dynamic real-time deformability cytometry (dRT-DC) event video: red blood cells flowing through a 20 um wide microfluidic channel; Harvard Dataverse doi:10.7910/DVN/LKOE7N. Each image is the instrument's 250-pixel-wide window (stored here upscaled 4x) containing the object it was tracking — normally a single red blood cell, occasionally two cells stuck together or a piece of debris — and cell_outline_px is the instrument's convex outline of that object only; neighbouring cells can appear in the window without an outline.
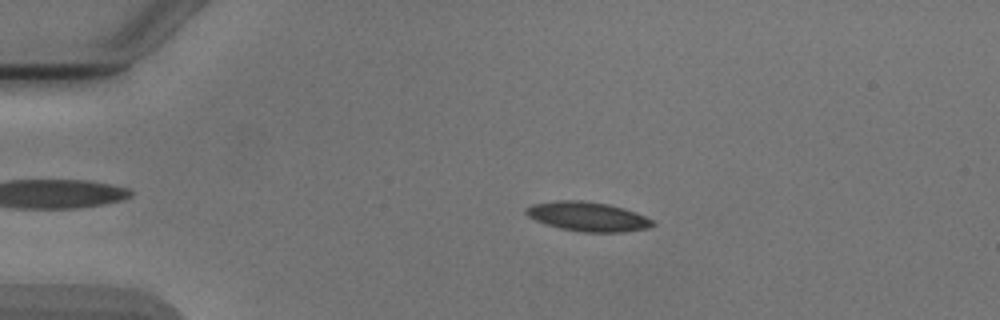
{"species": "Egyptian fruit bat (a non-hibernating species)", "species_latin": "Rousettus aegyptiacus", "temperature_condition": "cold", "stored_images_in_passage": 5, "camera_frame_rate_fps": 3000, "um_per_image_px": 0.085, "animal": {"sex": "male"}, "frame": {"image": 1, "passage_image": 2, "time_ms": 1.333, "image_size_px": [1000, 320], "cell_outline_px": [[656, 224], [648, 228], [624, 232], [584, 232], [560, 228], [544, 224], [528, 216], [524, 212], [524, 208], [532, 204], [556, 200], [580, 200], [608, 204], [624, 208], [636, 212], [652, 220]], "centroid_in_image_um": [49.94, 18.4], "position_along_channel_um": 35.1, "area_um2": 21.73}}
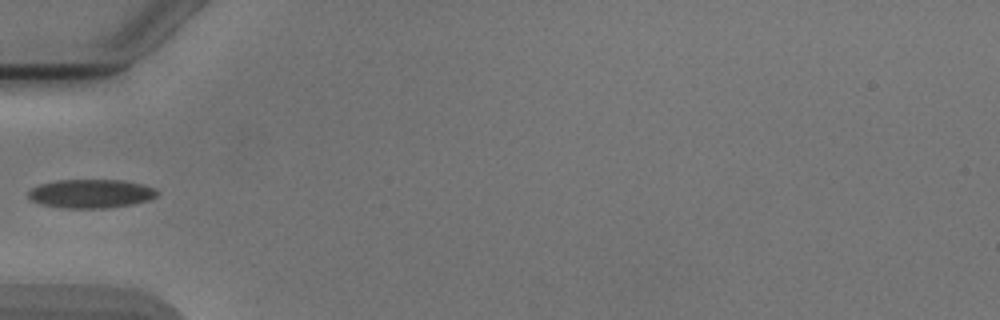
{"frame": {"image": 2, "passage_image": 4, "time_ms": 3.667, "image_size_px": [1000, 320], "cell_outline_px": [[160, 192], [156, 196], [148, 200], [132, 204], [108, 208], [64, 208], [40, 204], [32, 200], [28, 196], [28, 192], [32, 188], [40, 184], [56, 180], [124, 180], [144, 184], [156, 188]], "centroid_in_image_um": [7.76, 16.45], "position_along_channel_um": 77.2, "area_um2": 21.73}}
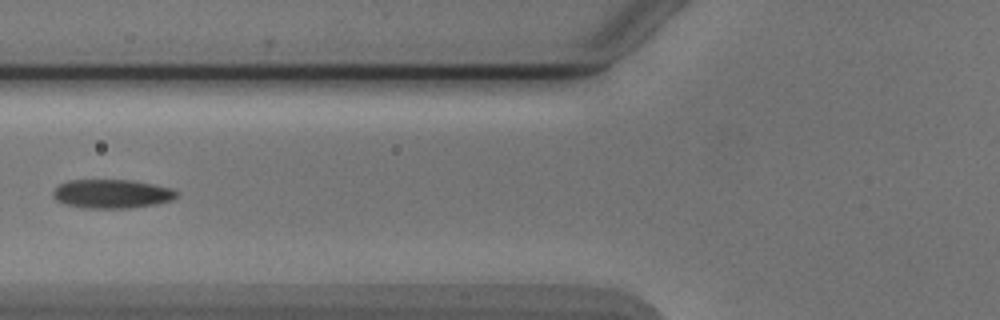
{"frame": {"image": 3, "passage_image": 5, "time_ms": 4.667, "image_size_px": [1000, 320], "cell_outline_px": [[180, 196], [172, 200], [156, 204], [128, 208], [84, 208], [64, 204], [56, 200], [52, 196], [52, 192], [60, 184], [68, 180], [132, 180], [172, 188]], "centroid_in_image_um": [9.5, 16.48], "position_along_channel_um": 116.3, "area_um2": 20.87}}